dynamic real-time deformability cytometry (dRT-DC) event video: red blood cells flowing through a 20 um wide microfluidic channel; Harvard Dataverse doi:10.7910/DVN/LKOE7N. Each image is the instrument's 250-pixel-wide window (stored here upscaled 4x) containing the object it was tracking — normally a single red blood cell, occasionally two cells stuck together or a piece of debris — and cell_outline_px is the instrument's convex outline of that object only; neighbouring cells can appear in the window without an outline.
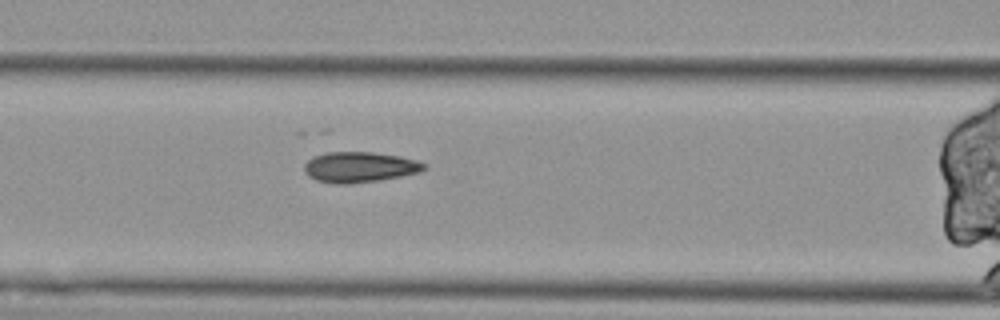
{"species": "Egyptian fruit bat (a non-hibernating species)", "species_latin": "Rousettus aegyptiacus", "temperature_condition": "cold", "stored_images_in_passage": 39, "segment_of_instrument_passage": [2, 2], "camera_frame_rate_fps": 3000, "um_per_image_px": 0.085, "animal": {"sex": "female"}, "frame": {"image": 1, "passage_image": 6, "time_ms": 1.667, "image_size_px": [1000, 320], "cell_outline_px": [[428, 168], [420, 172], [380, 180], [348, 184], [336, 184], [316, 180], [308, 176], [304, 172], [304, 164], [312, 156], [324, 152], [372, 152], [400, 156], [416, 160], [428, 164]], "centroid_in_image_um": [30.56, 14.2], "position_along_channel_um": 136.0, "area_um2": 21.56}}
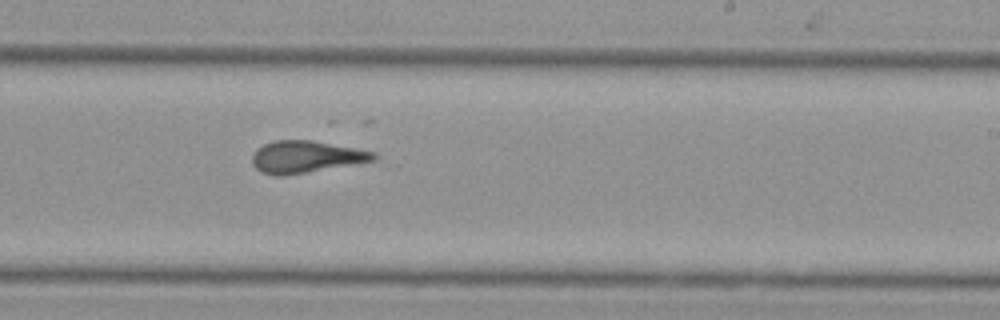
{"frame": {"image": 2, "passage_image": 17, "time_ms": 5.333, "image_size_px": [1000, 320], "cell_outline_px": [[376, 160], [308, 172], [284, 176], [276, 176], [260, 172], [252, 164], [252, 156], [256, 148], [264, 144], [276, 140], [312, 140], [376, 152]], "centroid_in_image_um": [25.97, 13.33], "position_along_channel_um": 263.0, "area_um2": 22.66}}
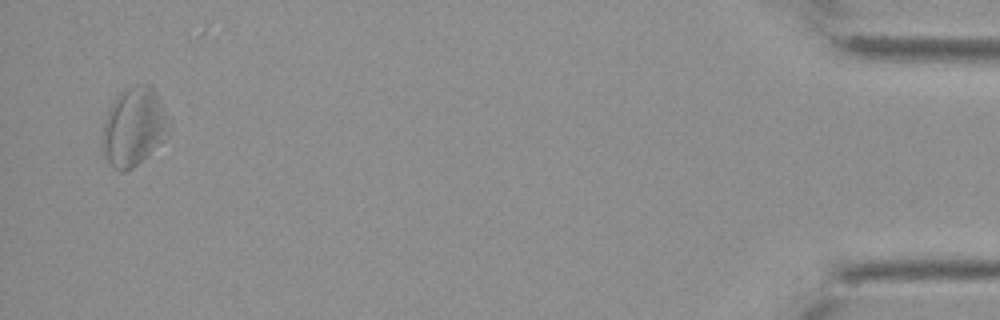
{"frame": {"image": 3, "passage_image": 38, "time_ms": 12.333, "image_size_px": [1000, 320], "cell_outline_px": [[172, 124], [148, 152], [128, 172], [120, 172], [112, 168], [104, 156], [104, 124], [112, 100], [120, 92], [132, 84], [148, 84], [156, 92]], "centroid_in_image_um": [11.34, 10.73], "position_along_channel_um": 423.9, "area_um2": 29.54}}